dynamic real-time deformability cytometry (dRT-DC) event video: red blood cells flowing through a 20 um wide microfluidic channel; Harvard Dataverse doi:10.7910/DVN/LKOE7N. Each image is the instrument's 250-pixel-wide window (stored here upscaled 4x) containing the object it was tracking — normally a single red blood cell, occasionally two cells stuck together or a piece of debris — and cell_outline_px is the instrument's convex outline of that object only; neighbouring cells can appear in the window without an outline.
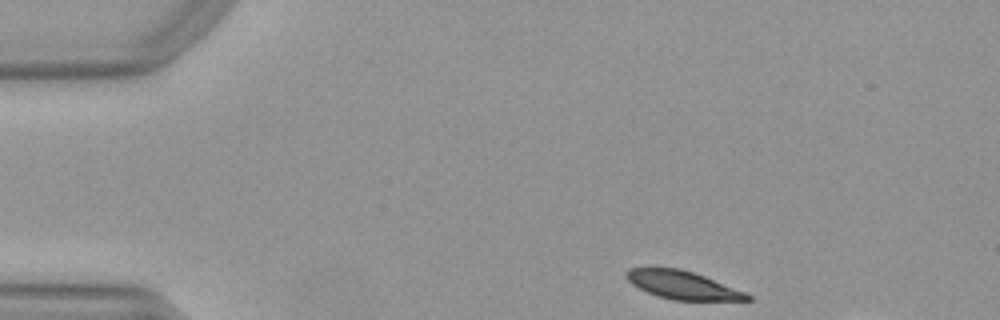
{"species": "Egyptian fruit bat (a non-hibernating species)", "species_latin": "Rousettus aegyptiacus", "temperature_condition": "warm", "stored_images_in_passage": 40, "camera_frame_rate_fps": 3000, "um_per_image_px": 0.085, "animal": {"sex": "female"}, "frame": {"image": 1, "passage_image": 1, "time_ms": 0.0, "image_size_px": [1000, 320], "cell_outline_px": [[752, 300], [672, 300], [656, 296], [632, 284], [624, 276], [624, 272], [628, 268], [680, 268], [704, 276], [744, 292], [752, 296]], "centroid_in_image_um": [57.97, 24.23], "position_along_channel_um": 27.0, "area_um2": 19.59}}
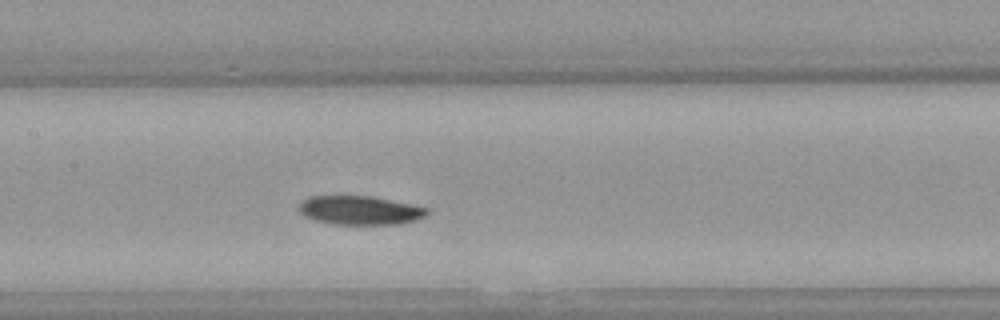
{"frame": {"image": 2, "passage_image": 18, "time_ms": 5.667, "image_size_px": [1000, 320], "cell_outline_px": [[428, 212], [424, 216], [416, 220], [400, 224], [332, 224], [316, 220], [304, 216], [296, 208], [300, 200], [308, 196], [372, 196], [412, 204], [428, 208]], "centroid_in_image_um": [30.54, 17.87], "position_along_channel_um": 176.9, "area_um2": 21.73}}
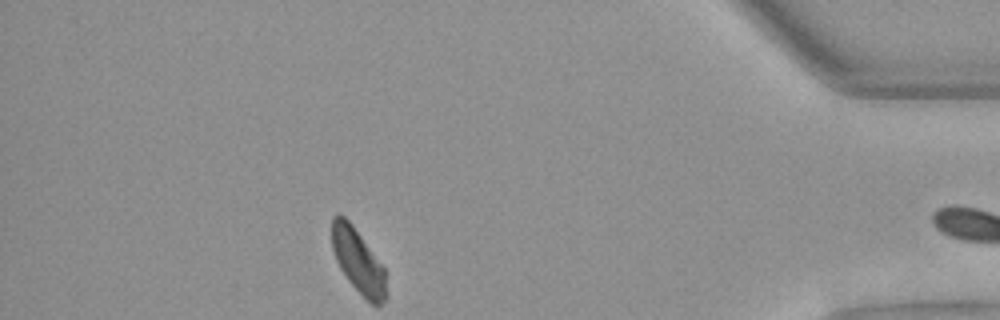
{"frame": {"image": 3, "passage_image": 39, "time_ms": 12.667, "image_size_px": [1000, 320], "cell_outline_px": [[388, 296], [380, 304], [372, 304], [348, 280], [340, 268], [336, 260], [332, 248], [332, 216], [344, 216], [352, 224], [384, 268]], "centroid_in_image_um": [30.45, 22.2], "position_along_channel_um": 404.8, "area_um2": 19.88}, "authors_computed_cell_mechanics": {"area_um2": 22.1952, "velocity_mm_per_s": 3.9193, "shape_relaxation_time_tau1_ms": 3.5294, "shape_relaxation_time_tau2_ms": null, "deformation_change_tau1": 0.1126, "deformation_change_tau2": null}}